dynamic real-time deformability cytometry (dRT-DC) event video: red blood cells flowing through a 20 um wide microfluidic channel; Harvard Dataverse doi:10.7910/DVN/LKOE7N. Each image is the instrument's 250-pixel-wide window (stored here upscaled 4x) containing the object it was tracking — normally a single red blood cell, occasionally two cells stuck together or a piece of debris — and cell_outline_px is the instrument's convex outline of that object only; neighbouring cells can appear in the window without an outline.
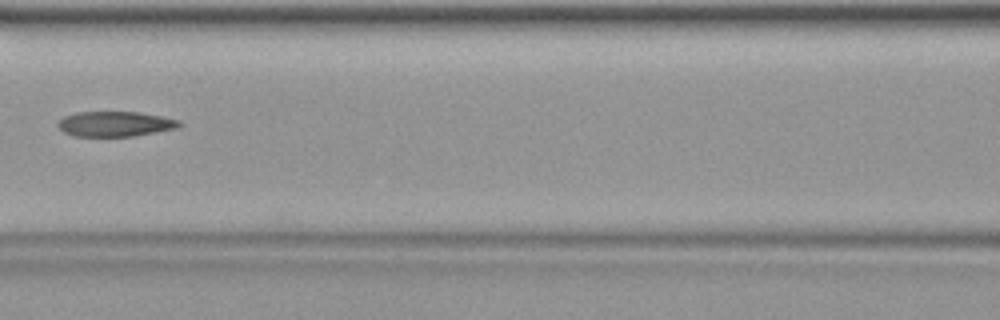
{"species": "common noctule bat (a hibernating species)", "species_latin": "Nyctalus noctula", "temperature_condition": "warm", "stored_images_in_passage": 42, "camera_frame_rate_fps": 3000, "um_per_image_px": 0.085, "animal": {"sex": "female", "body_mass_g": 19.9}, "frame": {"image": 1, "passage_image": 19, "time_ms": 6.0, "image_size_px": [1000, 320], "cell_outline_px": [[184, 124], [180, 128], [132, 136], [72, 136], [64, 132], [56, 124], [64, 116], [76, 112], [140, 112], [180, 120]], "centroid_in_image_um": [9.82, 10.53], "position_along_channel_um": 156.8, "area_um2": 17.86}}